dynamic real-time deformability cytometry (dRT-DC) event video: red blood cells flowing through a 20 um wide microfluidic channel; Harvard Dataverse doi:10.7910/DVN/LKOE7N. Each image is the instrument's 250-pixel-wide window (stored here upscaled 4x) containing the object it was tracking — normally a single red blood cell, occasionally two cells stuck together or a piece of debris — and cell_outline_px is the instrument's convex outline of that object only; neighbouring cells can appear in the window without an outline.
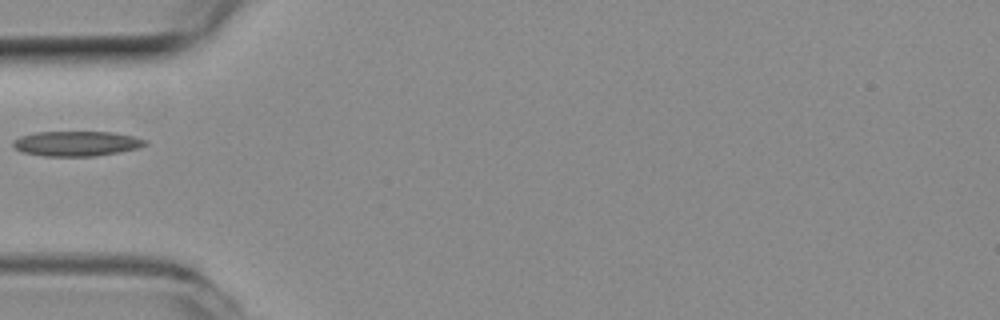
{"species": "common noctule bat (a hibernating species)", "species_latin": "Nyctalus noctula", "temperature_condition": "room temperature", "stored_images_in_passage": 13, "camera_frame_rate_fps": 3000, "um_per_image_px": 0.085, "animal": {"sex": "female", "body_mass_g": 19.3, "forearm_length_mm": 54.1}, "frame": {"image": 1, "passage_image": 1, "time_ms": 0.0, "image_size_px": [1000, 320], "cell_outline_px": [[148, 144], [140, 148], [120, 152], [96, 156], [44, 156], [24, 152], [16, 148], [12, 144], [12, 140], [20, 136], [36, 132], [112, 132], [132, 136], [148, 140]], "centroid_in_image_um": [6.54, 12.2], "position_along_channel_um": 78.5, "area_um2": 19.31}}
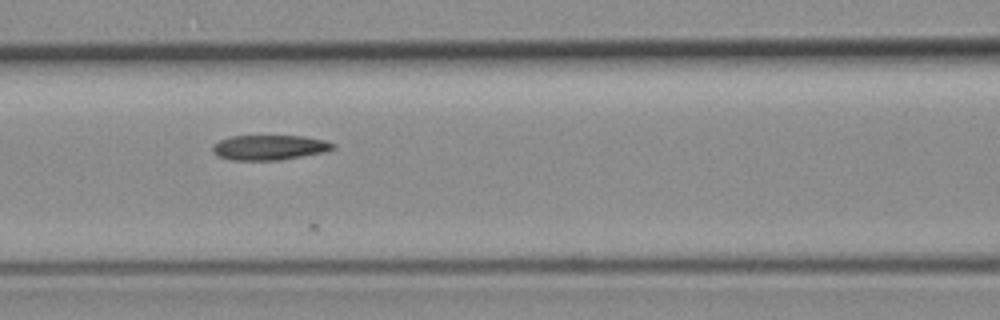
{"frame": {"image": 2, "passage_image": 6, "time_ms": 1.667, "image_size_px": [1000, 320], "cell_outline_px": [[336, 148], [324, 152], [280, 160], [232, 160], [216, 156], [212, 152], [212, 144], [220, 140], [232, 136], [304, 136], [324, 140], [336, 144]], "centroid_in_image_um": [22.88, 12.54], "position_along_channel_um": 143.7, "area_um2": 17.63}}
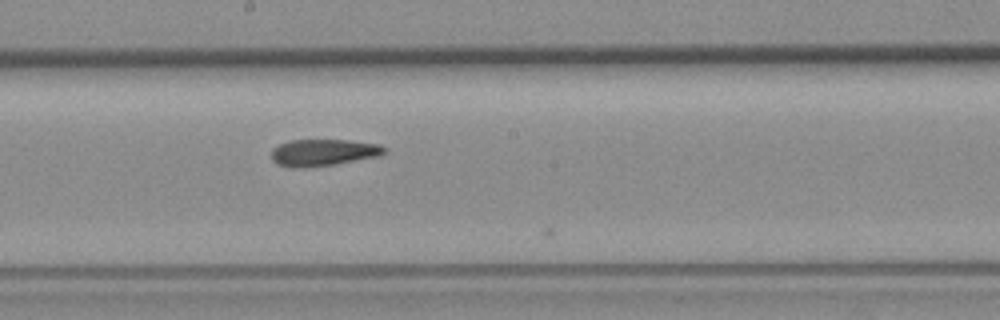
{"frame": {"image": 3, "passage_image": 12, "time_ms": 3.667, "image_size_px": [1000, 320], "cell_outline_px": [[388, 148], [380, 156], [336, 164], [304, 168], [292, 168], [276, 164], [272, 160], [272, 148], [288, 140], [348, 140], [380, 144]], "centroid_in_image_um": [27.48, 12.97], "position_along_channel_um": 220.7, "area_um2": 17.86}}